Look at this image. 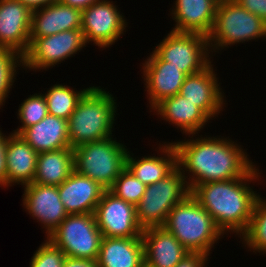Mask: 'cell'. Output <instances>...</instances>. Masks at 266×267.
Instances as JSON below:
<instances>
[{"mask_svg": "<svg viewBox=\"0 0 266 267\" xmlns=\"http://www.w3.org/2000/svg\"><path fill=\"white\" fill-rule=\"evenodd\" d=\"M191 135L187 141L172 142L177 150V166L188 180L190 190L206 182L244 177L255 166L246 151L227 137L192 139L196 134Z\"/></svg>", "mask_w": 266, "mask_h": 267, "instance_id": "6da1fadb", "label": "cell"}, {"mask_svg": "<svg viewBox=\"0 0 266 267\" xmlns=\"http://www.w3.org/2000/svg\"><path fill=\"white\" fill-rule=\"evenodd\" d=\"M259 177V169L254 166L241 178L196 185L191 194L223 234L231 231L241 237L249 226L255 202L260 196L248 182L259 180Z\"/></svg>", "mask_w": 266, "mask_h": 267, "instance_id": "7a4b0ae2", "label": "cell"}, {"mask_svg": "<svg viewBox=\"0 0 266 267\" xmlns=\"http://www.w3.org/2000/svg\"><path fill=\"white\" fill-rule=\"evenodd\" d=\"M115 101L113 95L100 86L89 87L67 120L71 148L112 136L117 110Z\"/></svg>", "mask_w": 266, "mask_h": 267, "instance_id": "3957f363", "label": "cell"}, {"mask_svg": "<svg viewBox=\"0 0 266 267\" xmlns=\"http://www.w3.org/2000/svg\"><path fill=\"white\" fill-rule=\"evenodd\" d=\"M163 227L190 253H203L206 256L210 255L214 244L224 235L192 194L171 209Z\"/></svg>", "mask_w": 266, "mask_h": 267, "instance_id": "277c9868", "label": "cell"}, {"mask_svg": "<svg viewBox=\"0 0 266 267\" xmlns=\"http://www.w3.org/2000/svg\"><path fill=\"white\" fill-rule=\"evenodd\" d=\"M111 136L74 148V170L109 190L126 168L128 149Z\"/></svg>", "mask_w": 266, "mask_h": 267, "instance_id": "5b68a950", "label": "cell"}, {"mask_svg": "<svg viewBox=\"0 0 266 267\" xmlns=\"http://www.w3.org/2000/svg\"><path fill=\"white\" fill-rule=\"evenodd\" d=\"M207 38L210 52H217L228 45L266 39V23L235 0H219L214 26Z\"/></svg>", "mask_w": 266, "mask_h": 267, "instance_id": "8992f818", "label": "cell"}, {"mask_svg": "<svg viewBox=\"0 0 266 267\" xmlns=\"http://www.w3.org/2000/svg\"><path fill=\"white\" fill-rule=\"evenodd\" d=\"M191 190L177 166L168 176L147 185L136 205V217L142 229L163 226L171 209L184 200Z\"/></svg>", "mask_w": 266, "mask_h": 267, "instance_id": "52a82bcc", "label": "cell"}, {"mask_svg": "<svg viewBox=\"0 0 266 267\" xmlns=\"http://www.w3.org/2000/svg\"><path fill=\"white\" fill-rule=\"evenodd\" d=\"M47 239L66 257L97 260L103 235L94 214H68Z\"/></svg>", "mask_w": 266, "mask_h": 267, "instance_id": "ba28073f", "label": "cell"}, {"mask_svg": "<svg viewBox=\"0 0 266 267\" xmlns=\"http://www.w3.org/2000/svg\"><path fill=\"white\" fill-rule=\"evenodd\" d=\"M209 50L206 36L171 30L153 52L162 61L169 62L186 75H192L203 71L212 63Z\"/></svg>", "mask_w": 266, "mask_h": 267, "instance_id": "9c48e42d", "label": "cell"}, {"mask_svg": "<svg viewBox=\"0 0 266 267\" xmlns=\"http://www.w3.org/2000/svg\"><path fill=\"white\" fill-rule=\"evenodd\" d=\"M86 41L81 29L62 31L47 37L36 38L23 56V69L47 70L61 64L82 48ZM25 67V68H24Z\"/></svg>", "mask_w": 266, "mask_h": 267, "instance_id": "30bf717a", "label": "cell"}, {"mask_svg": "<svg viewBox=\"0 0 266 267\" xmlns=\"http://www.w3.org/2000/svg\"><path fill=\"white\" fill-rule=\"evenodd\" d=\"M112 1L102 0L82 10L81 31L86 43L109 48L127 27L126 19Z\"/></svg>", "mask_w": 266, "mask_h": 267, "instance_id": "8fae6325", "label": "cell"}, {"mask_svg": "<svg viewBox=\"0 0 266 267\" xmlns=\"http://www.w3.org/2000/svg\"><path fill=\"white\" fill-rule=\"evenodd\" d=\"M103 237H142L143 229L136 217V206L105 190L94 212Z\"/></svg>", "mask_w": 266, "mask_h": 267, "instance_id": "7c38bea8", "label": "cell"}, {"mask_svg": "<svg viewBox=\"0 0 266 267\" xmlns=\"http://www.w3.org/2000/svg\"><path fill=\"white\" fill-rule=\"evenodd\" d=\"M23 187V207L43 225L47 238L68 216L60 200L58 186L31 183Z\"/></svg>", "mask_w": 266, "mask_h": 267, "instance_id": "4fadbf2b", "label": "cell"}, {"mask_svg": "<svg viewBox=\"0 0 266 267\" xmlns=\"http://www.w3.org/2000/svg\"><path fill=\"white\" fill-rule=\"evenodd\" d=\"M32 10L19 0H0V48L24 56L30 45Z\"/></svg>", "mask_w": 266, "mask_h": 267, "instance_id": "5bb4252c", "label": "cell"}, {"mask_svg": "<svg viewBox=\"0 0 266 267\" xmlns=\"http://www.w3.org/2000/svg\"><path fill=\"white\" fill-rule=\"evenodd\" d=\"M142 64L150 110L165 98L179 94L187 76L179 68L162 61L154 52Z\"/></svg>", "mask_w": 266, "mask_h": 267, "instance_id": "9a60e30c", "label": "cell"}, {"mask_svg": "<svg viewBox=\"0 0 266 267\" xmlns=\"http://www.w3.org/2000/svg\"><path fill=\"white\" fill-rule=\"evenodd\" d=\"M213 69V64H210L201 72L187 75L179 91L181 96L201 108L211 120L218 117L226 102Z\"/></svg>", "mask_w": 266, "mask_h": 267, "instance_id": "2e32d148", "label": "cell"}, {"mask_svg": "<svg viewBox=\"0 0 266 267\" xmlns=\"http://www.w3.org/2000/svg\"><path fill=\"white\" fill-rule=\"evenodd\" d=\"M145 267H175L190 252L163 226L143 229Z\"/></svg>", "mask_w": 266, "mask_h": 267, "instance_id": "e0dca14e", "label": "cell"}, {"mask_svg": "<svg viewBox=\"0 0 266 267\" xmlns=\"http://www.w3.org/2000/svg\"><path fill=\"white\" fill-rule=\"evenodd\" d=\"M80 9L64 5L60 1L32 11L30 44L36 39L73 29H81Z\"/></svg>", "mask_w": 266, "mask_h": 267, "instance_id": "ac0fdd59", "label": "cell"}, {"mask_svg": "<svg viewBox=\"0 0 266 267\" xmlns=\"http://www.w3.org/2000/svg\"><path fill=\"white\" fill-rule=\"evenodd\" d=\"M104 191L96 181L75 170L58 186L60 200L68 214H94Z\"/></svg>", "mask_w": 266, "mask_h": 267, "instance_id": "d6986e66", "label": "cell"}, {"mask_svg": "<svg viewBox=\"0 0 266 267\" xmlns=\"http://www.w3.org/2000/svg\"><path fill=\"white\" fill-rule=\"evenodd\" d=\"M218 2L219 0H176L171 12L176 23L172 30L208 37L214 26Z\"/></svg>", "mask_w": 266, "mask_h": 267, "instance_id": "ffe728a7", "label": "cell"}, {"mask_svg": "<svg viewBox=\"0 0 266 267\" xmlns=\"http://www.w3.org/2000/svg\"><path fill=\"white\" fill-rule=\"evenodd\" d=\"M157 115L180 128L185 135L198 134L211 119L201 108L188 101L180 94L168 97L158 103L153 109ZM207 122V123H206Z\"/></svg>", "mask_w": 266, "mask_h": 267, "instance_id": "44dd1931", "label": "cell"}, {"mask_svg": "<svg viewBox=\"0 0 266 267\" xmlns=\"http://www.w3.org/2000/svg\"><path fill=\"white\" fill-rule=\"evenodd\" d=\"M98 267H145L142 237H103Z\"/></svg>", "mask_w": 266, "mask_h": 267, "instance_id": "7402d4cb", "label": "cell"}, {"mask_svg": "<svg viewBox=\"0 0 266 267\" xmlns=\"http://www.w3.org/2000/svg\"><path fill=\"white\" fill-rule=\"evenodd\" d=\"M19 135L37 153L71 148L67 120L49 114L40 122L24 129Z\"/></svg>", "mask_w": 266, "mask_h": 267, "instance_id": "603a6c76", "label": "cell"}, {"mask_svg": "<svg viewBox=\"0 0 266 267\" xmlns=\"http://www.w3.org/2000/svg\"><path fill=\"white\" fill-rule=\"evenodd\" d=\"M38 153L19 134L10 133L7 150V187L33 183Z\"/></svg>", "mask_w": 266, "mask_h": 267, "instance_id": "cb8c5ba5", "label": "cell"}, {"mask_svg": "<svg viewBox=\"0 0 266 267\" xmlns=\"http://www.w3.org/2000/svg\"><path fill=\"white\" fill-rule=\"evenodd\" d=\"M165 143L158 148L163 154L160 157L144 156L136 160L127 153L126 168L146 186L165 178L177 167V150L172 142Z\"/></svg>", "mask_w": 266, "mask_h": 267, "instance_id": "d4e9b609", "label": "cell"}, {"mask_svg": "<svg viewBox=\"0 0 266 267\" xmlns=\"http://www.w3.org/2000/svg\"><path fill=\"white\" fill-rule=\"evenodd\" d=\"M74 171V149L62 148L37 156L33 183L60 186Z\"/></svg>", "mask_w": 266, "mask_h": 267, "instance_id": "484cf974", "label": "cell"}, {"mask_svg": "<svg viewBox=\"0 0 266 267\" xmlns=\"http://www.w3.org/2000/svg\"><path fill=\"white\" fill-rule=\"evenodd\" d=\"M89 88L80 91L68 85L55 84L44 95L48 114L68 120L75 111L78 101Z\"/></svg>", "mask_w": 266, "mask_h": 267, "instance_id": "4316f807", "label": "cell"}, {"mask_svg": "<svg viewBox=\"0 0 266 267\" xmlns=\"http://www.w3.org/2000/svg\"><path fill=\"white\" fill-rule=\"evenodd\" d=\"M240 238L250 251L266 254V199L257 198L249 226Z\"/></svg>", "mask_w": 266, "mask_h": 267, "instance_id": "83f0119b", "label": "cell"}, {"mask_svg": "<svg viewBox=\"0 0 266 267\" xmlns=\"http://www.w3.org/2000/svg\"><path fill=\"white\" fill-rule=\"evenodd\" d=\"M20 66L23 68V56L14 50L0 48V108L12 89Z\"/></svg>", "mask_w": 266, "mask_h": 267, "instance_id": "f1b7e54d", "label": "cell"}, {"mask_svg": "<svg viewBox=\"0 0 266 267\" xmlns=\"http://www.w3.org/2000/svg\"><path fill=\"white\" fill-rule=\"evenodd\" d=\"M48 115L47 103L42 93L30 95L19 105L18 119L21 120L22 126L13 133L20 134L27 127L40 122Z\"/></svg>", "mask_w": 266, "mask_h": 267, "instance_id": "f546056e", "label": "cell"}, {"mask_svg": "<svg viewBox=\"0 0 266 267\" xmlns=\"http://www.w3.org/2000/svg\"><path fill=\"white\" fill-rule=\"evenodd\" d=\"M145 189L146 185L125 168L114 181L109 191L116 197L136 206L143 197Z\"/></svg>", "mask_w": 266, "mask_h": 267, "instance_id": "4dcf8cb0", "label": "cell"}, {"mask_svg": "<svg viewBox=\"0 0 266 267\" xmlns=\"http://www.w3.org/2000/svg\"><path fill=\"white\" fill-rule=\"evenodd\" d=\"M31 258L30 267H62L66 255L46 238Z\"/></svg>", "mask_w": 266, "mask_h": 267, "instance_id": "1f68e13d", "label": "cell"}, {"mask_svg": "<svg viewBox=\"0 0 266 267\" xmlns=\"http://www.w3.org/2000/svg\"><path fill=\"white\" fill-rule=\"evenodd\" d=\"M8 136L2 133L0 130V187H7V159H6V150L8 144Z\"/></svg>", "mask_w": 266, "mask_h": 267, "instance_id": "d6a6232c", "label": "cell"}, {"mask_svg": "<svg viewBox=\"0 0 266 267\" xmlns=\"http://www.w3.org/2000/svg\"><path fill=\"white\" fill-rule=\"evenodd\" d=\"M241 7L257 15L266 23V0H235Z\"/></svg>", "mask_w": 266, "mask_h": 267, "instance_id": "836d02e7", "label": "cell"}, {"mask_svg": "<svg viewBox=\"0 0 266 267\" xmlns=\"http://www.w3.org/2000/svg\"><path fill=\"white\" fill-rule=\"evenodd\" d=\"M208 256L203 253H190L182 259L175 267H207Z\"/></svg>", "mask_w": 266, "mask_h": 267, "instance_id": "e575fe53", "label": "cell"}, {"mask_svg": "<svg viewBox=\"0 0 266 267\" xmlns=\"http://www.w3.org/2000/svg\"><path fill=\"white\" fill-rule=\"evenodd\" d=\"M62 267H98L97 260L66 257Z\"/></svg>", "mask_w": 266, "mask_h": 267, "instance_id": "d590c367", "label": "cell"}, {"mask_svg": "<svg viewBox=\"0 0 266 267\" xmlns=\"http://www.w3.org/2000/svg\"><path fill=\"white\" fill-rule=\"evenodd\" d=\"M59 1L64 5L71 6L80 9L82 11L84 9H87L92 4L98 3L102 0H59Z\"/></svg>", "mask_w": 266, "mask_h": 267, "instance_id": "8d00e7d4", "label": "cell"}, {"mask_svg": "<svg viewBox=\"0 0 266 267\" xmlns=\"http://www.w3.org/2000/svg\"><path fill=\"white\" fill-rule=\"evenodd\" d=\"M21 3L25 4L32 11L38 8H42L59 0H19Z\"/></svg>", "mask_w": 266, "mask_h": 267, "instance_id": "74e56055", "label": "cell"}]
</instances>
